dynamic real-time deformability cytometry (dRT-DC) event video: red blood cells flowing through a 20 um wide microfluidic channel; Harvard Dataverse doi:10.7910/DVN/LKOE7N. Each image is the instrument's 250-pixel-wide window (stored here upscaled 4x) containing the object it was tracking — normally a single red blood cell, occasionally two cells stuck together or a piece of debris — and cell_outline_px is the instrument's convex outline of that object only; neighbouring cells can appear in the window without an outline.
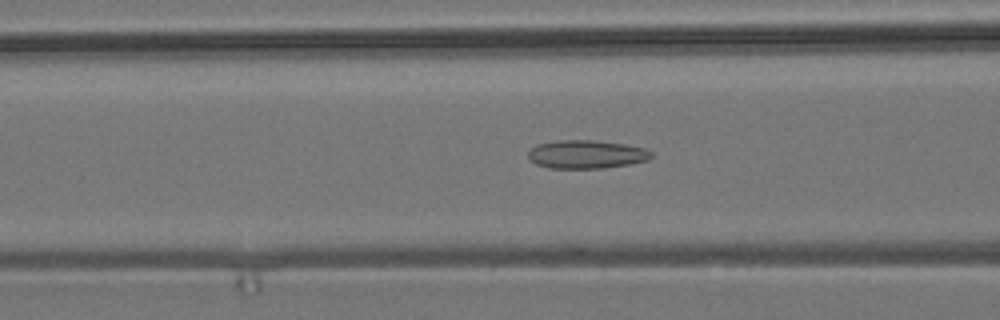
{"species": "common noctule bat (a hibernating species)", "species_latin": "Nyctalus noctula", "temperature_condition": "room temperature", "stored_images_in_passage": 40, "camera_frame_rate_fps": 3000, "um_per_image_px": 0.085, "animal": {"sex": "male", "body_mass_g": 19.2, "forearm_length_mm": 51.8}, "frame": {"image": 1, "passage_image": 6, "time_ms": 1.667, "image_size_px": [1000, 320], "cell_outline_px": [[652, 156], [648, 160], [628, 164], [604, 168], [548, 168], [536, 164], [528, 156], [528, 152], [536, 144], [556, 140], [592, 140], [624, 144], [644, 148], [652, 152]], "centroid_in_image_um": [49.83, 13.11], "position_along_channel_um": 116.8, "area_um2": 20.29}}
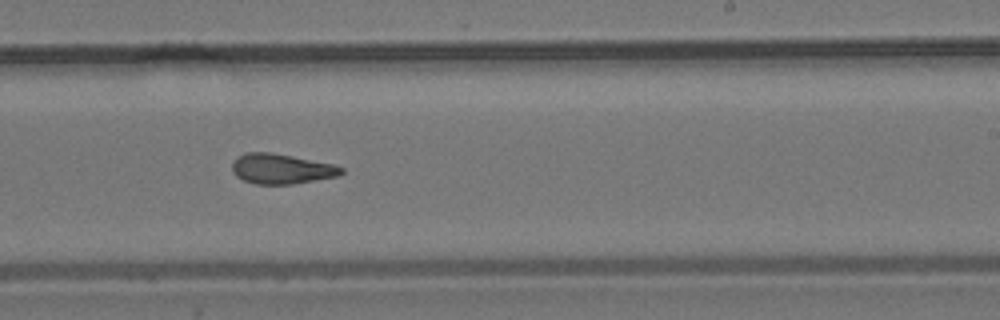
{"frame": {"image": 2, "passage_image": 18, "time_ms": 5.667, "image_size_px": [1000, 320], "cell_outline_px": [[344, 172], [336, 176], [292, 184], [256, 184], [244, 180], [236, 176], [232, 172], [232, 164], [244, 152], [272, 152], [336, 164], [344, 168]], "centroid_in_image_um": [23.94, 14.34], "position_along_channel_um": 265.1, "area_um2": 19.13}}
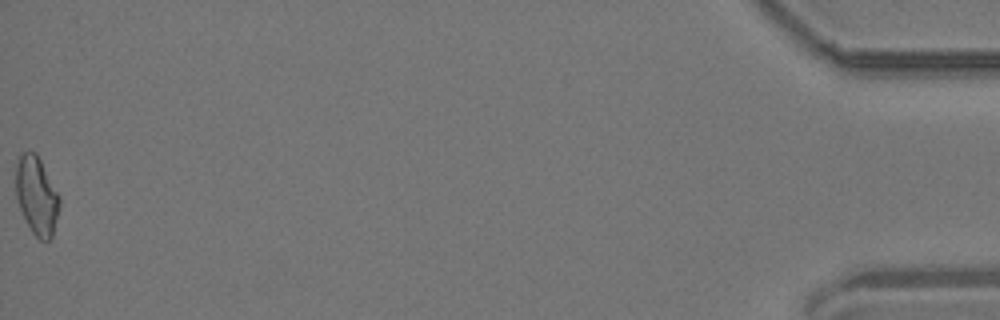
{"frame": {"image": 3, "passage_image": 40, "time_ms": 13.0, "image_size_px": [1000, 320], "cell_outline_px": [[60, 208], [52, 236], [48, 240], [40, 240], [32, 232], [16, 200], [16, 160], [20, 152], [36, 152], [60, 196]], "centroid_in_image_um": [3.11, 16.6], "position_along_channel_um": 432.1, "area_um2": 19.94}, "authors_computed_cell_mechanics": {"area_um2": 19.2185, "velocity_mm_per_s": 3.7109, "shape_relaxation_time_tau1_ms": null, "shape_relaxation_time_tau2_ms": 2.4979, "deformation_change_tau1": null, "deformation_change_tau2": 0.1028}}